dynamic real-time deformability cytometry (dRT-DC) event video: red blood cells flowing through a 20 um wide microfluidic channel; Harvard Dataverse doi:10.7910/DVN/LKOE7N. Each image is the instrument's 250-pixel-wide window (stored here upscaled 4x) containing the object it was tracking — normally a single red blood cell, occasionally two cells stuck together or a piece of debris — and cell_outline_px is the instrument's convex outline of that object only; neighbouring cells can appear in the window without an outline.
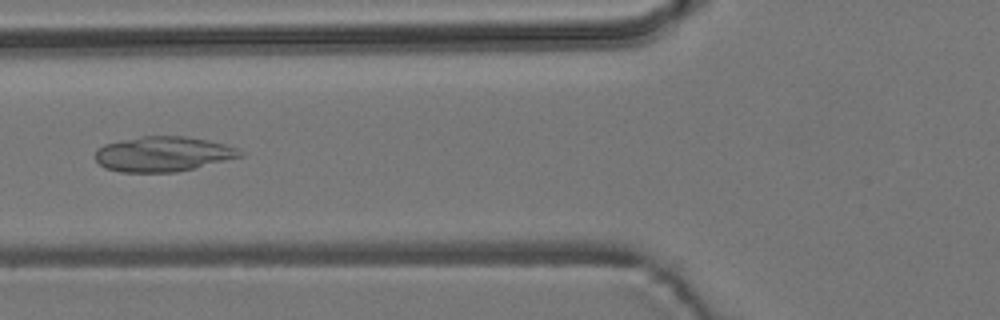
{"species": "common noctule bat (a hibernating species)", "species_latin": "Nyctalus noctula", "temperature_condition": "room temperature", "stored_images_in_passage": 5, "camera_frame_rate_fps": 3000, "um_per_image_px": 0.085, "animal": {"sex": "male", "body_mass_g": 19.2, "forearm_length_mm": 51.8}, "frame": {"image": 1, "passage_image": 5, "time_ms": 5.667, "image_size_px": [1000, 320], "cell_outline_px": [[244, 156], [176, 172], [120, 172], [104, 168], [96, 160], [96, 148], [104, 144], [120, 140], [140, 136], [184, 136], [208, 140], [240, 148], [244, 152]], "centroid_in_image_um": [13.86, 13.08], "position_along_channel_um": 111.9, "area_um2": 29.71}}